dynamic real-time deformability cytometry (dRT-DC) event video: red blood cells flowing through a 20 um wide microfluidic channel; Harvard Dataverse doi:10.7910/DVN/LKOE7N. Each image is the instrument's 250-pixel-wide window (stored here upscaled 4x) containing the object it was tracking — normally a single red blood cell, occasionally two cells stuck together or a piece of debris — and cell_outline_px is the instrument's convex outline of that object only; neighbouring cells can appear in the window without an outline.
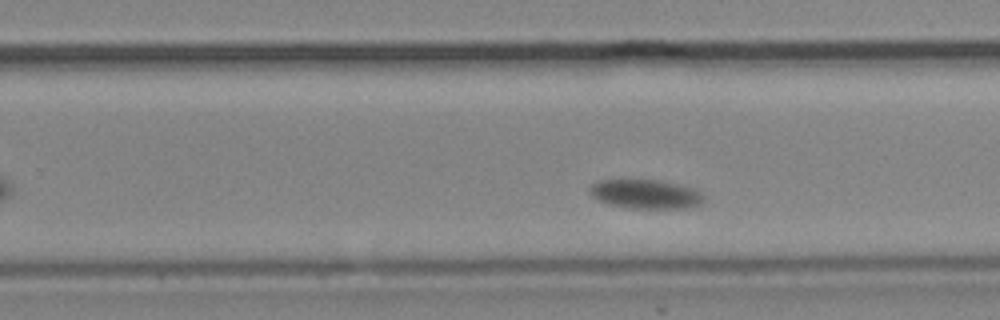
{"species": "common noctule bat (a hibernating species)", "species_latin": "Nyctalus noctula", "temperature_condition": "cold", "stored_images_in_passage": 10, "segment_of_instrument_passage": [2, 2], "camera_frame_rate_fps": 3000, "um_per_image_px": 0.085, "animal": {"sex": "male", "body_mass_g": 19.2, "forearm_length_mm": 51.8}, "frame": {"image": 1, "passage_image": 10, "time_ms": 11.333, "image_size_px": [1000, 320], "cell_outline_px": [[704, 200], [700, 204], [692, 208], [628, 208], [608, 204], [592, 196], [588, 188], [596, 180], [660, 180], [696, 188], [704, 196]], "centroid_in_image_um": [54.9, 16.5], "position_along_channel_um": 274.9, "area_um2": 19.54}}